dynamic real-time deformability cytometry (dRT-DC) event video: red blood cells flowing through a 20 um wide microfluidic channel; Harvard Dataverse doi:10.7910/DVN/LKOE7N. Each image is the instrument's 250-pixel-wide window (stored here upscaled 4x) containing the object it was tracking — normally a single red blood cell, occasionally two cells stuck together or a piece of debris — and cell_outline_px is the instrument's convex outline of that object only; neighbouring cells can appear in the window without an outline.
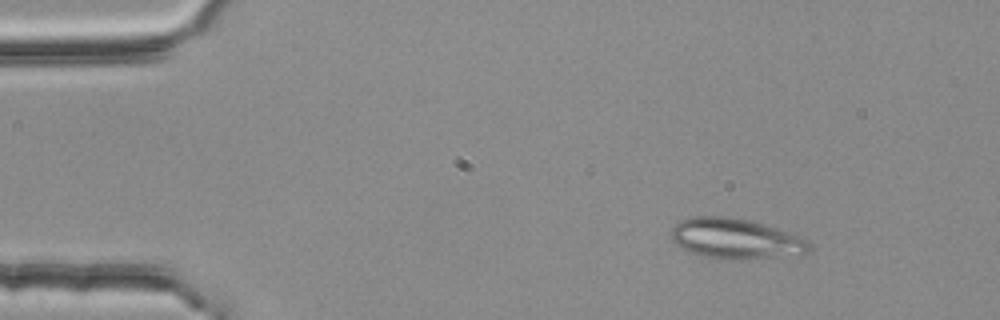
{"species": "common noctule bat (a hibernating species)", "species_latin": "Nyctalus noctula", "temperature_condition": "room temperature", "stored_images_in_passage": 3, "camera_frame_rate_fps": 3000, "um_per_image_px": 0.085, "animal": {"sex": "female", "body_mass_g": 25.1}, "frame": {"image": 1, "passage_image": 1, "time_ms": 0.0, "image_size_px": [1000, 320], "cell_outline_px": [[808, 252], [804, 256], [740, 260], [704, 256], [692, 252], [676, 244], [672, 240], [668, 232], [680, 220], [692, 216], [728, 216], [752, 220], [788, 232], [808, 240]], "centroid_in_image_um": [62.55, 20.29], "position_along_channel_um": 22.4, "area_um2": 32.89}}